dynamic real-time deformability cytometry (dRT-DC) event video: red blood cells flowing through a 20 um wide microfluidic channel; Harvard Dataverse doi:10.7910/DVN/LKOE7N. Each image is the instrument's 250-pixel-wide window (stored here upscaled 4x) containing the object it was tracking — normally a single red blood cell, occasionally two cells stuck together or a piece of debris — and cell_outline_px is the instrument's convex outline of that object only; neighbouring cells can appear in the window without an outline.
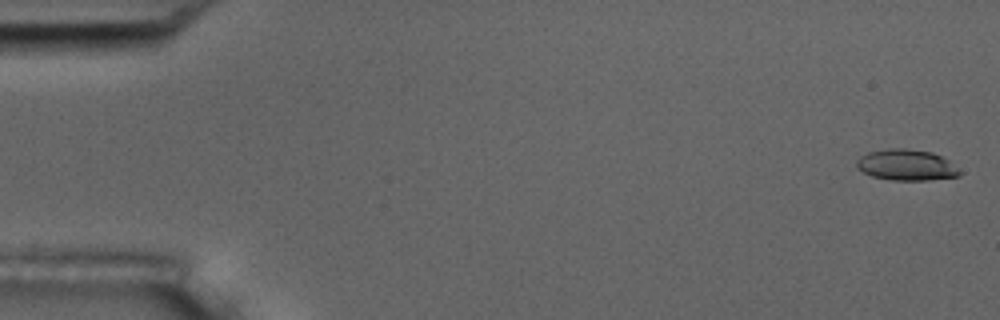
{"species": "common noctule bat (a hibernating species)", "species_latin": "Nyctalus noctula", "temperature_condition": "room temperature", "stored_images_in_passage": 13, "camera_frame_rate_fps": 3000, "um_per_image_px": 0.085, "animal": {"sex": "male", "body_mass_g": 17.5, "forearm_length_mm": 52.3}, "frame": {"image": 1, "passage_image": 1, "time_ms": 0.0, "image_size_px": [1000, 320], "cell_outline_px": [[964, 172], [960, 176], [928, 180], [892, 180], [872, 176], [856, 168], [856, 160], [860, 156], [868, 152], [888, 148], [904, 148], [932, 152], [948, 160]], "centroid_in_image_um": [77.06, 14.02], "position_along_channel_um": 7.9, "area_um2": 18.79}}
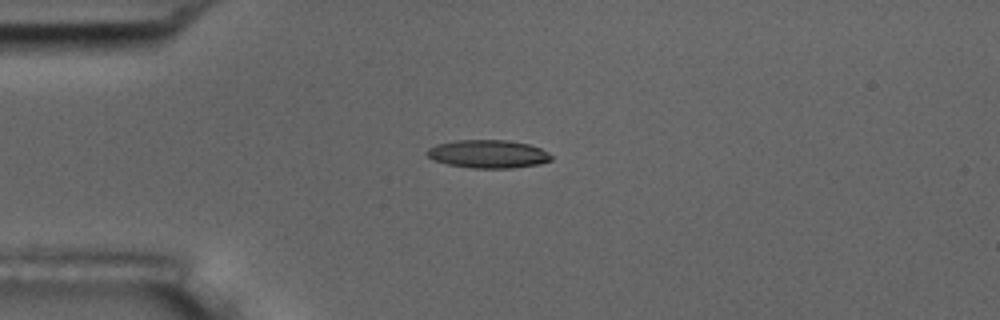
{"frame": {"image": 2, "passage_image": 4, "time_ms": 4.333, "image_size_px": [1000, 320], "cell_outline_px": [[552, 160], [540, 164], [512, 168], [472, 168], [448, 164], [432, 160], [424, 152], [428, 148], [436, 144], [456, 140], [508, 140], [528, 144], [540, 148], [548, 152], [552, 156]], "centroid_in_image_um": [41.47, 13.09], "position_along_channel_um": 43.5, "area_um2": 20.52}}
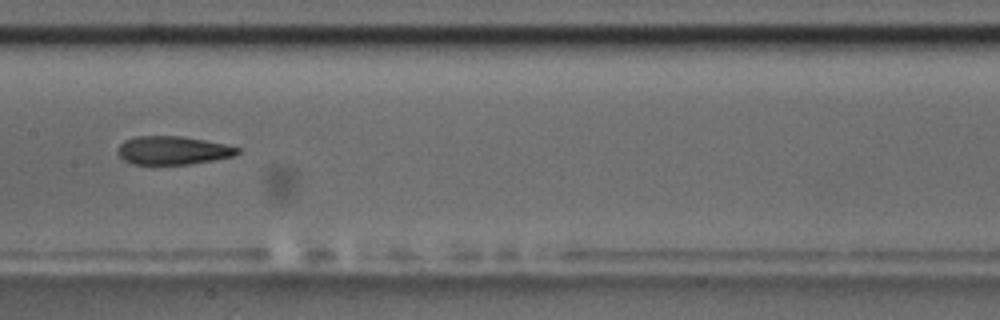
{"frame": {"image": 3, "passage_image": 8, "time_ms": 9.0, "image_size_px": [1000, 320], "cell_outline_px": [[240, 152], [232, 156], [212, 160], [188, 164], [132, 164], [124, 160], [116, 152], [120, 144], [124, 140], [136, 136], [180, 136], [204, 140], [224, 144], [240, 148]], "centroid_in_image_um": [14.65, 12.78], "position_along_channel_um": 192.7, "area_um2": 19.65}, "authors_computed_cell_mechanics": {"area_um2": 20.23, "velocity_mm_per_s": 3.6475, "shape_relaxation_time_tau1_ms": 8.2816, "shape_relaxation_time_tau2_ms": null, "deformation_change_tau1": 0.1802, "deformation_change_tau2": null}}